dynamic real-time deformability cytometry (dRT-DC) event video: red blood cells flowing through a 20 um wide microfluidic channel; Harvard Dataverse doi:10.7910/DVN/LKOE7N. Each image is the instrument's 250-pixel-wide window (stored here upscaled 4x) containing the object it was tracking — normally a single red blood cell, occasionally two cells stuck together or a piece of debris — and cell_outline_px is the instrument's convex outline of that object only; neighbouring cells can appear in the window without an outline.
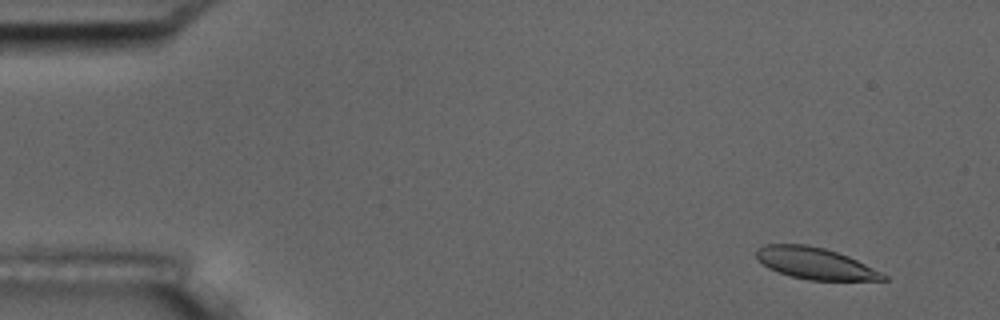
{"species": "common noctule bat (a hibernating species)", "species_latin": "Nyctalus noctula", "temperature_condition": "room temperature", "stored_images_in_passage": 5, "camera_frame_rate_fps": 3000, "um_per_image_px": 0.085, "animal": {"sex": "male", "body_mass_g": 17.5, "forearm_length_mm": 52.3}, "frame": {"image": 1, "passage_image": 1, "time_ms": 0.0, "image_size_px": [1000, 320], "cell_outline_px": [[888, 280], [808, 280], [776, 272], [768, 268], [756, 256], [756, 248], [764, 244], [804, 244], [824, 248], [848, 256], [888, 276]], "centroid_in_image_um": [69.25, 22.38], "position_along_channel_um": 15.8, "area_um2": 23.12}}
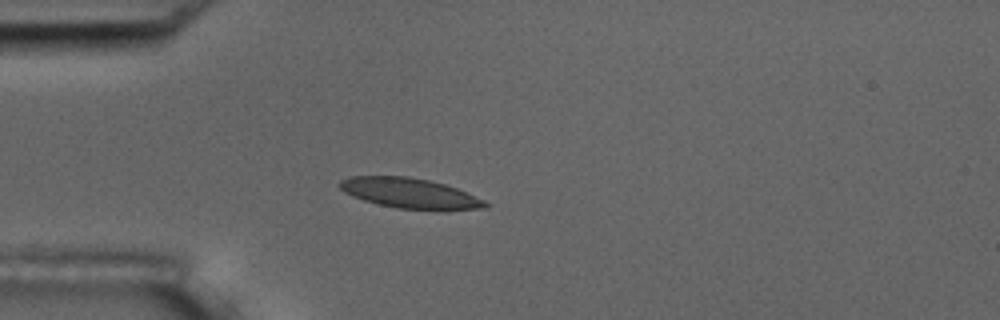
{"frame": {"image": 2, "passage_image": 4, "time_ms": 3.667, "image_size_px": [1000, 320], "cell_outline_px": [[492, 204], [488, 208], [444, 212], [440, 212], [396, 208], [364, 200], [352, 196], [344, 192], [336, 184], [340, 180], [348, 176], [408, 176], [428, 180], [444, 184], [456, 188], [484, 200]], "centroid_in_image_um": [34.9, 16.46], "position_along_channel_um": 50.1, "area_um2": 26.36}}